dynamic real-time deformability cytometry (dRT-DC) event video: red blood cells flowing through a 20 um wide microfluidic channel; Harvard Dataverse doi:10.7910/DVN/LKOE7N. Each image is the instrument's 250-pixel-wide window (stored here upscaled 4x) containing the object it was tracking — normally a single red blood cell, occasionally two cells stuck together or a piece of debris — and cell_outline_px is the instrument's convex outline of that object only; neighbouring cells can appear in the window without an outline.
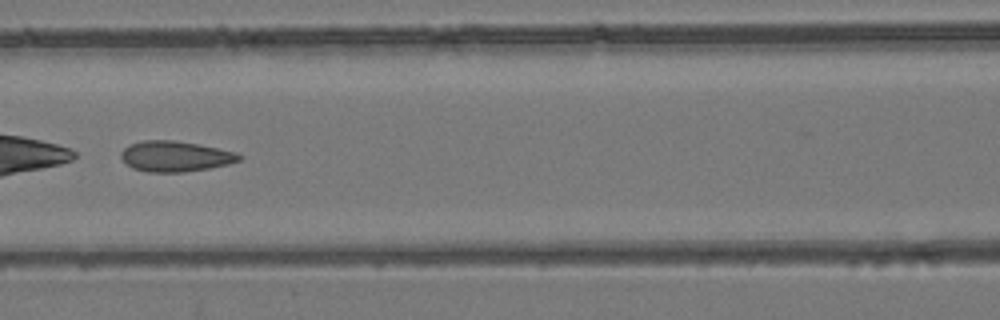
{"species": "common noctule bat (a hibernating species)", "species_latin": "Nyctalus noctula", "temperature_condition": "room temperature", "stored_images_in_passage": 8, "camera_frame_rate_fps": 3000, "um_per_image_px": 0.085, "animal": {"sex": "female", "body_mass_g": 24.6, "forearm_length_mm": 56.2}, "frame": {"image": 1, "passage_image": 5, "time_ms": 7.333, "image_size_px": [1000, 320], "cell_outline_px": [[244, 156], [240, 160], [228, 164], [208, 168], [184, 172], [148, 172], [132, 168], [120, 156], [120, 152], [128, 144], [144, 140], [172, 140], [196, 144], [236, 152]], "centroid_in_image_um": [14.88, 13.29], "position_along_channel_um": 151.7, "area_um2": 20.92}}
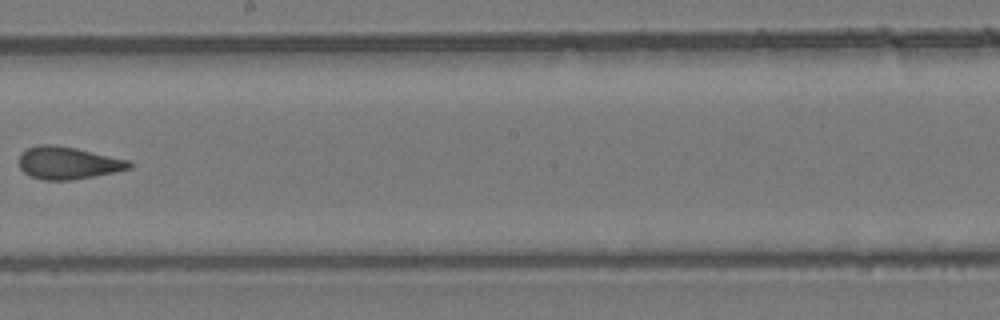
{"frame": {"image": 2, "passage_image": 7, "time_ms": 9.667, "image_size_px": [1000, 320], "cell_outline_px": [[132, 168], [72, 180], [44, 180], [32, 176], [24, 172], [20, 168], [20, 156], [28, 148], [40, 144], [52, 144], [76, 148], [128, 160], [132, 164]], "centroid_in_image_um": [5.78, 13.84], "position_along_channel_um": 242.4, "area_um2": 20.46}}
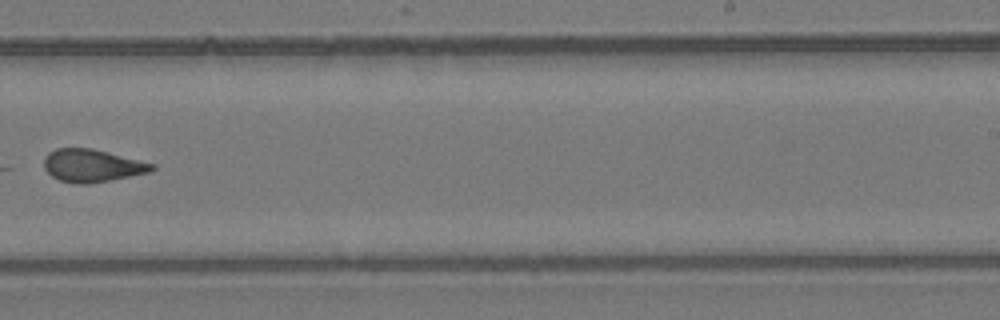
{"frame": {"image": 3, "passage_image": 8, "time_ms": 10.667, "image_size_px": [1000, 320], "cell_outline_px": [[156, 168], [152, 172], [112, 180], [88, 184], [80, 184], [60, 180], [52, 176], [44, 168], [44, 160], [48, 152], [56, 148], [92, 148], [156, 164]], "centroid_in_image_um": [7.87, 14.08], "position_along_channel_um": 281.1, "area_um2": 20.69}}